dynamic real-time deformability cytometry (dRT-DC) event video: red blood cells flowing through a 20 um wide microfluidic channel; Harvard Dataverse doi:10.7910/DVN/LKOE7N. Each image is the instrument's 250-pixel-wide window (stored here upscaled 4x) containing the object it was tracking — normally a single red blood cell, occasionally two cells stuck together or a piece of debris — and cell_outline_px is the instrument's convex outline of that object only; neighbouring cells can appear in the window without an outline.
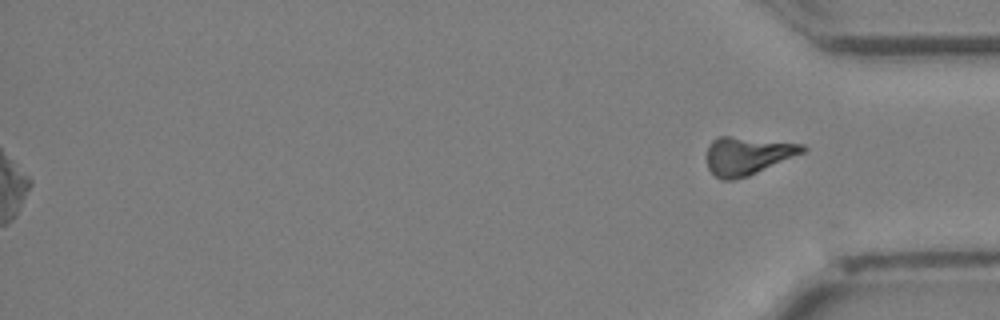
{"species": "Egyptian fruit bat (a non-hibernating species)", "species_latin": "Rousettus aegyptiacus", "temperature_condition": "cold", "stored_images_in_passage": 36, "segment_of_instrument_passage": [2, 2], "camera_frame_rate_fps": 3000, "um_per_image_px": 0.085, "animal": {"sex": "female"}, "frame": {"image": 1, "passage_image": 36, "time_ms": 11.667, "image_size_px": [1000, 320], "cell_outline_px": [[808, 148], [804, 152], [748, 176], [736, 180], [720, 180], [708, 168], [708, 144], [716, 136], [728, 136], [804, 144]], "centroid_in_image_um": [63.52, 13.24], "position_along_channel_um": 371.7, "area_um2": 21.04}}